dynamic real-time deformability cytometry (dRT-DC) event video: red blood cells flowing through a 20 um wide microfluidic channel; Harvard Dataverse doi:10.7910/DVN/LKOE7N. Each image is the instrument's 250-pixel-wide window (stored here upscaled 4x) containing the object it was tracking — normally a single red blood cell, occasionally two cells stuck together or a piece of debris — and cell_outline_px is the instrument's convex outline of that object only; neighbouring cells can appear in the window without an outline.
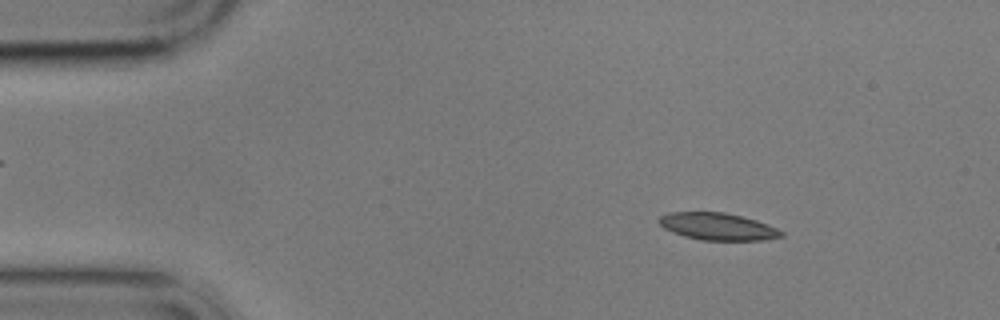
{"species": "common noctule bat (a hibernating species)", "species_latin": "Nyctalus noctula", "temperature_condition": "cold", "stored_images_in_passage": 4, "camera_frame_rate_fps": 3000, "um_per_image_px": 0.085, "animal": {"sex": "male", "body_mass_g": 17.9}, "frame": {"image": 1, "passage_image": 2, "time_ms": 1.0, "image_size_px": [1000, 320], "cell_outline_px": [[784, 236], [764, 240], [700, 240], [684, 236], [672, 232], [664, 228], [656, 220], [660, 216], [668, 212], [724, 212], [756, 220], [768, 224], [784, 232]], "centroid_in_image_um": [60.99, 19.25], "position_along_channel_um": 24.0, "area_um2": 19.42}}